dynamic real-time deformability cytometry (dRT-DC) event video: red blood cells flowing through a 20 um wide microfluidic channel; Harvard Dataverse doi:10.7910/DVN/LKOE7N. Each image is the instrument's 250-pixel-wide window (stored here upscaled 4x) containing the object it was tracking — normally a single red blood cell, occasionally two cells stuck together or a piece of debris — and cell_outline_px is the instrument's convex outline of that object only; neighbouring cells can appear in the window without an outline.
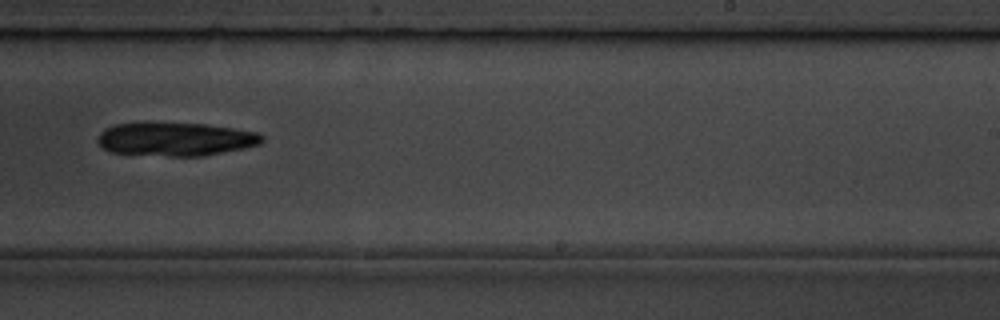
{"species": "common noctule bat (a hibernating species)", "species_latin": "Nyctalus noctula", "temperature_condition": "room temperature", "stored_images_in_passage": 6, "camera_frame_rate_fps": 3000, "um_per_image_px": 0.085, "animal": {"sex": "male", "body_mass_g": 19.5, "forearm_length_mm": 54.6}, "frame": {"image": 1, "passage_image": 6, "time_ms": 5.667, "image_size_px": [1000, 320], "cell_outline_px": [[264, 140], [260, 144], [244, 148], [204, 156], [168, 156], [112, 152], [104, 148], [96, 140], [100, 132], [104, 128], [112, 124], [204, 124], [232, 128], [256, 132], [264, 136]], "centroid_in_image_um": [14.93, 11.84], "position_along_channel_um": 274.1, "area_um2": 31.62}}